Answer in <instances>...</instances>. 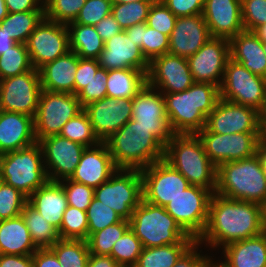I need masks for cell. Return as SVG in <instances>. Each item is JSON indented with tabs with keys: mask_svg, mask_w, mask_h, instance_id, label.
Returning <instances> with one entry per match:
<instances>
[{
	"mask_svg": "<svg viewBox=\"0 0 266 267\" xmlns=\"http://www.w3.org/2000/svg\"><path fill=\"white\" fill-rule=\"evenodd\" d=\"M172 135L171 129H148L130 119L104 143L118 169L141 170L164 159Z\"/></svg>",
	"mask_w": 266,
	"mask_h": 267,
	"instance_id": "7a4b0ae2",
	"label": "cell"
},
{
	"mask_svg": "<svg viewBox=\"0 0 266 267\" xmlns=\"http://www.w3.org/2000/svg\"><path fill=\"white\" fill-rule=\"evenodd\" d=\"M197 135L216 167L225 162L250 158L258 153L260 145L259 133L217 134L204 127Z\"/></svg>",
	"mask_w": 266,
	"mask_h": 267,
	"instance_id": "7c38bea8",
	"label": "cell"
},
{
	"mask_svg": "<svg viewBox=\"0 0 266 267\" xmlns=\"http://www.w3.org/2000/svg\"><path fill=\"white\" fill-rule=\"evenodd\" d=\"M205 128L217 134L259 133V111L219 98Z\"/></svg>",
	"mask_w": 266,
	"mask_h": 267,
	"instance_id": "e0dca14e",
	"label": "cell"
},
{
	"mask_svg": "<svg viewBox=\"0 0 266 267\" xmlns=\"http://www.w3.org/2000/svg\"><path fill=\"white\" fill-rule=\"evenodd\" d=\"M27 202L26 195L3 182L0 186V221L21 215Z\"/></svg>",
	"mask_w": 266,
	"mask_h": 267,
	"instance_id": "bcb514c9",
	"label": "cell"
},
{
	"mask_svg": "<svg viewBox=\"0 0 266 267\" xmlns=\"http://www.w3.org/2000/svg\"><path fill=\"white\" fill-rule=\"evenodd\" d=\"M108 80V70L100 67L96 75L78 94L77 98L84 108L88 104L101 100L107 96L106 82Z\"/></svg>",
	"mask_w": 266,
	"mask_h": 267,
	"instance_id": "f907efd6",
	"label": "cell"
},
{
	"mask_svg": "<svg viewBox=\"0 0 266 267\" xmlns=\"http://www.w3.org/2000/svg\"><path fill=\"white\" fill-rule=\"evenodd\" d=\"M163 160L191 185L216 192L217 167L208 158L197 134H173L164 148Z\"/></svg>",
	"mask_w": 266,
	"mask_h": 267,
	"instance_id": "277c9868",
	"label": "cell"
},
{
	"mask_svg": "<svg viewBox=\"0 0 266 267\" xmlns=\"http://www.w3.org/2000/svg\"><path fill=\"white\" fill-rule=\"evenodd\" d=\"M208 267H222V266H220L218 263L215 264L213 263V261H211Z\"/></svg>",
	"mask_w": 266,
	"mask_h": 267,
	"instance_id": "753ad0ef",
	"label": "cell"
},
{
	"mask_svg": "<svg viewBox=\"0 0 266 267\" xmlns=\"http://www.w3.org/2000/svg\"><path fill=\"white\" fill-rule=\"evenodd\" d=\"M95 29L104 43L110 39L111 37L117 35L122 31L119 23L115 20L112 14L107 15L103 18L99 23L95 26Z\"/></svg>",
	"mask_w": 266,
	"mask_h": 267,
	"instance_id": "6f0895ef",
	"label": "cell"
},
{
	"mask_svg": "<svg viewBox=\"0 0 266 267\" xmlns=\"http://www.w3.org/2000/svg\"><path fill=\"white\" fill-rule=\"evenodd\" d=\"M60 239L87 240L88 218L86 211L69 206L64 211L63 220L58 229Z\"/></svg>",
	"mask_w": 266,
	"mask_h": 267,
	"instance_id": "7bdbcfd3",
	"label": "cell"
},
{
	"mask_svg": "<svg viewBox=\"0 0 266 267\" xmlns=\"http://www.w3.org/2000/svg\"><path fill=\"white\" fill-rule=\"evenodd\" d=\"M262 47H263V50H264V54L266 56V42H262Z\"/></svg>",
	"mask_w": 266,
	"mask_h": 267,
	"instance_id": "34e18365",
	"label": "cell"
},
{
	"mask_svg": "<svg viewBox=\"0 0 266 267\" xmlns=\"http://www.w3.org/2000/svg\"><path fill=\"white\" fill-rule=\"evenodd\" d=\"M259 134L260 141H266V102L259 111Z\"/></svg>",
	"mask_w": 266,
	"mask_h": 267,
	"instance_id": "03108f58",
	"label": "cell"
},
{
	"mask_svg": "<svg viewBox=\"0 0 266 267\" xmlns=\"http://www.w3.org/2000/svg\"><path fill=\"white\" fill-rule=\"evenodd\" d=\"M41 146L38 142L0 155V174L4 182L29 197L48 181Z\"/></svg>",
	"mask_w": 266,
	"mask_h": 267,
	"instance_id": "52a82bcc",
	"label": "cell"
},
{
	"mask_svg": "<svg viewBox=\"0 0 266 267\" xmlns=\"http://www.w3.org/2000/svg\"><path fill=\"white\" fill-rule=\"evenodd\" d=\"M143 200L165 207L167 203L183 193L191 184L166 161L152 163L140 170Z\"/></svg>",
	"mask_w": 266,
	"mask_h": 267,
	"instance_id": "4fadbf2b",
	"label": "cell"
},
{
	"mask_svg": "<svg viewBox=\"0 0 266 267\" xmlns=\"http://www.w3.org/2000/svg\"><path fill=\"white\" fill-rule=\"evenodd\" d=\"M94 197L112 208L122 219L130 220L133 210L143 199L139 169H117L95 189Z\"/></svg>",
	"mask_w": 266,
	"mask_h": 267,
	"instance_id": "ba28073f",
	"label": "cell"
},
{
	"mask_svg": "<svg viewBox=\"0 0 266 267\" xmlns=\"http://www.w3.org/2000/svg\"><path fill=\"white\" fill-rule=\"evenodd\" d=\"M260 213H261V222L266 231V197L259 203Z\"/></svg>",
	"mask_w": 266,
	"mask_h": 267,
	"instance_id": "89a4df30",
	"label": "cell"
},
{
	"mask_svg": "<svg viewBox=\"0 0 266 267\" xmlns=\"http://www.w3.org/2000/svg\"><path fill=\"white\" fill-rule=\"evenodd\" d=\"M71 26V29L70 28ZM69 31L70 51L80 58L98 59L105 43L94 26L73 22L67 24Z\"/></svg>",
	"mask_w": 266,
	"mask_h": 267,
	"instance_id": "d6a6232c",
	"label": "cell"
},
{
	"mask_svg": "<svg viewBox=\"0 0 266 267\" xmlns=\"http://www.w3.org/2000/svg\"><path fill=\"white\" fill-rule=\"evenodd\" d=\"M261 42H266V23L259 25L252 31Z\"/></svg>",
	"mask_w": 266,
	"mask_h": 267,
	"instance_id": "a7ac6f4b",
	"label": "cell"
},
{
	"mask_svg": "<svg viewBox=\"0 0 266 267\" xmlns=\"http://www.w3.org/2000/svg\"><path fill=\"white\" fill-rule=\"evenodd\" d=\"M26 47L35 69L54 61L70 51L67 25L44 17L28 37Z\"/></svg>",
	"mask_w": 266,
	"mask_h": 267,
	"instance_id": "5bb4252c",
	"label": "cell"
},
{
	"mask_svg": "<svg viewBox=\"0 0 266 267\" xmlns=\"http://www.w3.org/2000/svg\"><path fill=\"white\" fill-rule=\"evenodd\" d=\"M155 1H136L122 4H112L111 14L122 30L135 24L145 23L150 8Z\"/></svg>",
	"mask_w": 266,
	"mask_h": 267,
	"instance_id": "60d3db41",
	"label": "cell"
},
{
	"mask_svg": "<svg viewBox=\"0 0 266 267\" xmlns=\"http://www.w3.org/2000/svg\"><path fill=\"white\" fill-rule=\"evenodd\" d=\"M213 194L204 187L191 185L164 208L197 241L205 231Z\"/></svg>",
	"mask_w": 266,
	"mask_h": 267,
	"instance_id": "8fae6325",
	"label": "cell"
},
{
	"mask_svg": "<svg viewBox=\"0 0 266 267\" xmlns=\"http://www.w3.org/2000/svg\"><path fill=\"white\" fill-rule=\"evenodd\" d=\"M41 91L39 71L35 68L0 80L2 109L35 117Z\"/></svg>",
	"mask_w": 266,
	"mask_h": 267,
	"instance_id": "9a60e30c",
	"label": "cell"
},
{
	"mask_svg": "<svg viewBox=\"0 0 266 267\" xmlns=\"http://www.w3.org/2000/svg\"><path fill=\"white\" fill-rule=\"evenodd\" d=\"M222 267H266V231L223 247Z\"/></svg>",
	"mask_w": 266,
	"mask_h": 267,
	"instance_id": "f1b7e54d",
	"label": "cell"
},
{
	"mask_svg": "<svg viewBox=\"0 0 266 267\" xmlns=\"http://www.w3.org/2000/svg\"><path fill=\"white\" fill-rule=\"evenodd\" d=\"M63 267H87L90 252L87 241L59 239L49 248Z\"/></svg>",
	"mask_w": 266,
	"mask_h": 267,
	"instance_id": "8d00e7d4",
	"label": "cell"
},
{
	"mask_svg": "<svg viewBox=\"0 0 266 267\" xmlns=\"http://www.w3.org/2000/svg\"><path fill=\"white\" fill-rule=\"evenodd\" d=\"M8 13L44 10L42 0H4ZM41 2V3H40ZM40 3L41 5L39 6Z\"/></svg>",
	"mask_w": 266,
	"mask_h": 267,
	"instance_id": "91938a15",
	"label": "cell"
},
{
	"mask_svg": "<svg viewBox=\"0 0 266 267\" xmlns=\"http://www.w3.org/2000/svg\"><path fill=\"white\" fill-rule=\"evenodd\" d=\"M199 243L195 242L176 262L173 267H208L211 263V258L201 256L197 253Z\"/></svg>",
	"mask_w": 266,
	"mask_h": 267,
	"instance_id": "9f6ffc18",
	"label": "cell"
},
{
	"mask_svg": "<svg viewBox=\"0 0 266 267\" xmlns=\"http://www.w3.org/2000/svg\"><path fill=\"white\" fill-rule=\"evenodd\" d=\"M15 44V40L9 38V35L0 28V55L10 50Z\"/></svg>",
	"mask_w": 266,
	"mask_h": 267,
	"instance_id": "e7e4bbea",
	"label": "cell"
},
{
	"mask_svg": "<svg viewBox=\"0 0 266 267\" xmlns=\"http://www.w3.org/2000/svg\"><path fill=\"white\" fill-rule=\"evenodd\" d=\"M130 228V222L122 221L109 225L103 230L94 232L87 238L90 254L110 255L114 243Z\"/></svg>",
	"mask_w": 266,
	"mask_h": 267,
	"instance_id": "ab89813d",
	"label": "cell"
},
{
	"mask_svg": "<svg viewBox=\"0 0 266 267\" xmlns=\"http://www.w3.org/2000/svg\"><path fill=\"white\" fill-rule=\"evenodd\" d=\"M34 117L21 113H0V155L36 143Z\"/></svg>",
	"mask_w": 266,
	"mask_h": 267,
	"instance_id": "d4e9b609",
	"label": "cell"
},
{
	"mask_svg": "<svg viewBox=\"0 0 266 267\" xmlns=\"http://www.w3.org/2000/svg\"><path fill=\"white\" fill-rule=\"evenodd\" d=\"M229 59V40L217 37L210 38L194 55L187 58L195 82L215 84L218 87Z\"/></svg>",
	"mask_w": 266,
	"mask_h": 267,
	"instance_id": "ac0fdd59",
	"label": "cell"
},
{
	"mask_svg": "<svg viewBox=\"0 0 266 267\" xmlns=\"http://www.w3.org/2000/svg\"><path fill=\"white\" fill-rule=\"evenodd\" d=\"M257 154L259 155V158L262 162L263 169L266 173V141H260Z\"/></svg>",
	"mask_w": 266,
	"mask_h": 267,
	"instance_id": "003e7915",
	"label": "cell"
},
{
	"mask_svg": "<svg viewBox=\"0 0 266 267\" xmlns=\"http://www.w3.org/2000/svg\"><path fill=\"white\" fill-rule=\"evenodd\" d=\"M59 183L62 185L66 193L69 206L83 211L88 209L94 198L95 189L82 183L75 182L70 178L59 181Z\"/></svg>",
	"mask_w": 266,
	"mask_h": 267,
	"instance_id": "7dc6e473",
	"label": "cell"
},
{
	"mask_svg": "<svg viewBox=\"0 0 266 267\" xmlns=\"http://www.w3.org/2000/svg\"><path fill=\"white\" fill-rule=\"evenodd\" d=\"M166 114L173 134H197L220 98L215 84L195 82L185 91L163 93Z\"/></svg>",
	"mask_w": 266,
	"mask_h": 267,
	"instance_id": "3957f363",
	"label": "cell"
},
{
	"mask_svg": "<svg viewBox=\"0 0 266 267\" xmlns=\"http://www.w3.org/2000/svg\"><path fill=\"white\" fill-rule=\"evenodd\" d=\"M44 17V10L8 13L1 21L0 28L16 43L26 44L28 37Z\"/></svg>",
	"mask_w": 266,
	"mask_h": 267,
	"instance_id": "836d02e7",
	"label": "cell"
},
{
	"mask_svg": "<svg viewBox=\"0 0 266 267\" xmlns=\"http://www.w3.org/2000/svg\"><path fill=\"white\" fill-rule=\"evenodd\" d=\"M3 111L2 105H1V92H0V113Z\"/></svg>",
	"mask_w": 266,
	"mask_h": 267,
	"instance_id": "11e5206c",
	"label": "cell"
},
{
	"mask_svg": "<svg viewBox=\"0 0 266 267\" xmlns=\"http://www.w3.org/2000/svg\"><path fill=\"white\" fill-rule=\"evenodd\" d=\"M129 222L130 229L141 241L143 248L197 242L164 207L150 204L143 199L133 210Z\"/></svg>",
	"mask_w": 266,
	"mask_h": 267,
	"instance_id": "8992f818",
	"label": "cell"
},
{
	"mask_svg": "<svg viewBox=\"0 0 266 267\" xmlns=\"http://www.w3.org/2000/svg\"><path fill=\"white\" fill-rule=\"evenodd\" d=\"M8 15L7 7L4 0H0V23Z\"/></svg>",
	"mask_w": 266,
	"mask_h": 267,
	"instance_id": "2644e50d",
	"label": "cell"
},
{
	"mask_svg": "<svg viewBox=\"0 0 266 267\" xmlns=\"http://www.w3.org/2000/svg\"><path fill=\"white\" fill-rule=\"evenodd\" d=\"M193 244L144 247L133 267H173Z\"/></svg>",
	"mask_w": 266,
	"mask_h": 267,
	"instance_id": "d590c367",
	"label": "cell"
},
{
	"mask_svg": "<svg viewBox=\"0 0 266 267\" xmlns=\"http://www.w3.org/2000/svg\"><path fill=\"white\" fill-rule=\"evenodd\" d=\"M143 249L141 241L129 228L120 239H118L111 250L110 256L121 267H133Z\"/></svg>",
	"mask_w": 266,
	"mask_h": 267,
	"instance_id": "b9f144b4",
	"label": "cell"
},
{
	"mask_svg": "<svg viewBox=\"0 0 266 267\" xmlns=\"http://www.w3.org/2000/svg\"><path fill=\"white\" fill-rule=\"evenodd\" d=\"M147 83L163 93L185 91L195 83L188 60L185 57L166 53L154 58L149 64Z\"/></svg>",
	"mask_w": 266,
	"mask_h": 267,
	"instance_id": "d6986e66",
	"label": "cell"
},
{
	"mask_svg": "<svg viewBox=\"0 0 266 267\" xmlns=\"http://www.w3.org/2000/svg\"><path fill=\"white\" fill-rule=\"evenodd\" d=\"M265 232L261 222L260 205L212 195L208 222L197 243L208 242L210 246L226 245L260 235Z\"/></svg>",
	"mask_w": 266,
	"mask_h": 267,
	"instance_id": "6da1fadb",
	"label": "cell"
},
{
	"mask_svg": "<svg viewBox=\"0 0 266 267\" xmlns=\"http://www.w3.org/2000/svg\"><path fill=\"white\" fill-rule=\"evenodd\" d=\"M112 157L104 142L83 151L71 180L93 189L106 182L116 171Z\"/></svg>",
	"mask_w": 266,
	"mask_h": 267,
	"instance_id": "cb8c5ba5",
	"label": "cell"
},
{
	"mask_svg": "<svg viewBox=\"0 0 266 267\" xmlns=\"http://www.w3.org/2000/svg\"><path fill=\"white\" fill-rule=\"evenodd\" d=\"M215 193L259 204L266 197V173L259 155L219 165Z\"/></svg>",
	"mask_w": 266,
	"mask_h": 267,
	"instance_id": "5b68a950",
	"label": "cell"
},
{
	"mask_svg": "<svg viewBox=\"0 0 266 267\" xmlns=\"http://www.w3.org/2000/svg\"><path fill=\"white\" fill-rule=\"evenodd\" d=\"M112 4H122V3H129V2H136V1H156V0H111Z\"/></svg>",
	"mask_w": 266,
	"mask_h": 267,
	"instance_id": "8c879c8a",
	"label": "cell"
},
{
	"mask_svg": "<svg viewBox=\"0 0 266 267\" xmlns=\"http://www.w3.org/2000/svg\"><path fill=\"white\" fill-rule=\"evenodd\" d=\"M230 58L243 65L251 73L266 78V56L260 39L243 30L229 40Z\"/></svg>",
	"mask_w": 266,
	"mask_h": 267,
	"instance_id": "83f0119b",
	"label": "cell"
},
{
	"mask_svg": "<svg viewBox=\"0 0 266 267\" xmlns=\"http://www.w3.org/2000/svg\"><path fill=\"white\" fill-rule=\"evenodd\" d=\"M241 11L243 26L247 31L266 23V0H241Z\"/></svg>",
	"mask_w": 266,
	"mask_h": 267,
	"instance_id": "f5cc1de1",
	"label": "cell"
},
{
	"mask_svg": "<svg viewBox=\"0 0 266 267\" xmlns=\"http://www.w3.org/2000/svg\"><path fill=\"white\" fill-rule=\"evenodd\" d=\"M37 249L22 215L0 221V254L32 255Z\"/></svg>",
	"mask_w": 266,
	"mask_h": 267,
	"instance_id": "4dcf8cb0",
	"label": "cell"
},
{
	"mask_svg": "<svg viewBox=\"0 0 266 267\" xmlns=\"http://www.w3.org/2000/svg\"><path fill=\"white\" fill-rule=\"evenodd\" d=\"M38 143L41 146L43 160H45L43 162L47 163L45 169L48 179L52 182L71 178L86 148L60 135L47 136ZM48 168L50 170H47Z\"/></svg>",
	"mask_w": 266,
	"mask_h": 267,
	"instance_id": "2e32d148",
	"label": "cell"
},
{
	"mask_svg": "<svg viewBox=\"0 0 266 267\" xmlns=\"http://www.w3.org/2000/svg\"><path fill=\"white\" fill-rule=\"evenodd\" d=\"M97 60L100 67L106 70L138 69L146 74L150 64L141 48L129 39L125 30L105 42L104 49Z\"/></svg>",
	"mask_w": 266,
	"mask_h": 267,
	"instance_id": "44dd1931",
	"label": "cell"
},
{
	"mask_svg": "<svg viewBox=\"0 0 266 267\" xmlns=\"http://www.w3.org/2000/svg\"><path fill=\"white\" fill-rule=\"evenodd\" d=\"M33 267H63L56 255L49 249H37L33 254Z\"/></svg>",
	"mask_w": 266,
	"mask_h": 267,
	"instance_id": "680465c9",
	"label": "cell"
},
{
	"mask_svg": "<svg viewBox=\"0 0 266 267\" xmlns=\"http://www.w3.org/2000/svg\"><path fill=\"white\" fill-rule=\"evenodd\" d=\"M133 98L104 97L84 107L93 130L101 142L107 140L112 134L132 119Z\"/></svg>",
	"mask_w": 266,
	"mask_h": 267,
	"instance_id": "ffe728a7",
	"label": "cell"
},
{
	"mask_svg": "<svg viewBox=\"0 0 266 267\" xmlns=\"http://www.w3.org/2000/svg\"><path fill=\"white\" fill-rule=\"evenodd\" d=\"M210 38L212 36L202 14L177 17L169 36L168 53L188 58Z\"/></svg>",
	"mask_w": 266,
	"mask_h": 267,
	"instance_id": "7402d4cb",
	"label": "cell"
},
{
	"mask_svg": "<svg viewBox=\"0 0 266 267\" xmlns=\"http://www.w3.org/2000/svg\"><path fill=\"white\" fill-rule=\"evenodd\" d=\"M202 16L212 37L230 40L245 30L241 0H205Z\"/></svg>",
	"mask_w": 266,
	"mask_h": 267,
	"instance_id": "603a6c76",
	"label": "cell"
},
{
	"mask_svg": "<svg viewBox=\"0 0 266 267\" xmlns=\"http://www.w3.org/2000/svg\"><path fill=\"white\" fill-rule=\"evenodd\" d=\"M176 18L160 0H156L150 8L146 23L156 31L170 36L174 29Z\"/></svg>",
	"mask_w": 266,
	"mask_h": 267,
	"instance_id": "c3c4849f",
	"label": "cell"
},
{
	"mask_svg": "<svg viewBox=\"0 0 266 267\" xmlns=\"http://www.w3.org/2000/svg\"><path fill=\"white\" fill-rule=\"evenodd\" d=\"M59 135L81 144L86 148L101 143L95 134L89 116L84 109L67 121Z\"/></svg>",
	"mask_w": 266,
	"mask_h": 267,
	"instance_id": "74e56055",
	"label": "cell"
},
{
	"mask_svg": "<svg viewBox=\"0 0 266 267\" xmlns=\"http://www.w3.org/2000/svg\"><path fill=\"white\" fill-rule=\"evenodd\" d=\"M3 182L4 180L2 179L1 174H0V186L2 185Z\"/></svg>",
	"mask_w": 266,
	"mask_h": 267,
	"instance_id": "2a66077c",
	"label": "cell"
},
{
	"mask_svg": "<svg viewBox=\"0 0 266 267\" xmlns=\"http://www.w3.org/2000/svg\"><path fill=\"white\" fill-rule=\"evenodd\" d=\"M86 214L88 218V236L123 220L112 208L95 197L86 210Z\"/></svg>",
	"mask_w": 266,
	"mask_h": 267,
	"instance_id": "f6af8a7d",
	"label": "cell"
},
{
	"mask_svg": "<svg viewBox=\"0 0 266 267\" xmlns=\"http://www.w3.org/2000/svg\"><path fill=\"white\" fill-rule=\"evenodd\" d=\"M87 267H121L110 255L90 254Z\"/></svg>",
	"mask_w": 266,
	"mask_h": 267,
	"instance_id": "be15d7a7",
	"label": "cell"
},
{
	"mask_svg": "<svg viewBox=\"0 0 266 267\" xmlns=\"http://www.w3.org/2000/svg\"><path fill=\"white\" fill-rule=\"evenodd\" d=\"M27 203L37 210L49 224L57 230L60 228L68 202L66 193L59 182L48 181L28 197Z\"/></svg>",
	"mask_w": 266,
	"mask_h": 267,
	"instance_id": "f546056e",
	"label": "cell"
},
{
	"mask_svg": "<svg viewBox=\"0 0 266 267\" xmlns=\"http://www.w3.org/2000/svg\"><path fill=\"white\" fill-rule=\"evenodd\" d=\"M45 17L54 22L68 24L75 21L86 0H43Z\"/></svg>",
	"mask_w": 266,
	"mask_h": 267,
	"instance_id": "ee69618b",
	"label": "cell"
},
{
	"mask_svg": "<svg viewBox=\"0 0 266 267\" xmlns=\"http://www.w3.org/2000/svg\"><path fill=\"white\" fill-rule=\"evenodd\" d=\"M219 91L224 100L260 111L266 102V78L251 73L230 58Z\"/></svg>",
	"mask_w": 266,
	"mask_h": 267,
	"instance_id": "9c48e42d",
	"label": "cell"
},
{
	"mask_svg": "<svg viewBox=\"0 0 266 267\" xmlns=\"http://www.w3.org/2000/svg\"><path fill=\"white\" fill-rule=\"evenodd\" d=\"M176 17L202 14L205 0H160Z\"/></svg>",
	"mask_w": 266,
	"mask_h": 267,
	"instance_id": "11a10c76",
	"label": "cell"
},
{
	"mask_svg": "<svg viewBox=\"0 0 266 267\" xmlns=\"http://www.w3.org/2000/svg\"><path fill=\"white\" fill-rule=\"evenodd\" d=\"M83 109L75 94L42 90L34 117L37 142L47 136L59 135L67 121Z\"/></svg>",
	"mask_w": 266,
	"mask_h": 267,
	"instance_id": "30bf717a",
	"label": "cell"
},
{
	"mask_svg": "<svg viewBox=\"0 0 266 267\" xmlns=\"http://www.w3.org/2000/svg\"><path fill=\"white\" fill-rule=\"evenodd\" d=\"M21 215L38 249L51 248L60 239L58 230L28 203Z\"/></svg>",
	"mask_w": 266,
	"mask_h": 267,
	"instance_id": "e575fe53",
	"label": "cell"
},
{
	"mask_svg": "<svg viewBox=\"0 0 266 267\" xmlns=\"http://www.w3.org/2000/svg\"><path fill=\"white\" fill-rule=\"evenodd\" d=\"M79 57L69 51L38 69L42 90L74 94L75 73Z\"/></svg>",
	"mask_w": 266,
	"mask_h": 267,
	"instance_id": "4316f807",
	"label": "cell"
},
{
	"mask_svg": "<svg viewBox=\"0 0 266 267\" xmlns=\"http://www.w3.org/2000/svg\"><path fill=\"white\" fill-rule=\"evenodd\" d=\"M132 119L148 129H170L162 92L148 83L133 98Z\"/></svg>",
	"mask_w": 266,
	"mask_h": 267,
	"instance_id": "484cf974",
	"label": "cell"
},
{
	"mask_svg": "<svg viewBox=\"0 0 266 267\" xmlns=\"http://www.w3.org/2000/svg\"><path fill=\"white\" fill-rule=\"evenodd\" d=\"M111 10V0H86L74 22L82 25L95 26L103 18L111 14Z\"/></svg>",
	"mask_w": 266,
	"mask_h": 267,
	"instance_id": "681fc988",
	"label": "cell"
},
{
	"mask_svg": "<svg viewBox=\"0 0 266 267\" xmlns=\"http://www.w3.org/2000/svg\"><path fill=\"white\" fill-rule=\"evenodd\" d=\"M33 68L26 44L16 43L0 55V80L23 74Z\"/></svg>",
	"mask_w": 266,
	"mask_h": 267,
	"instance_id": "f35d334b",
	"label": "cell"
},
{
	"mask_svg": "<svg viewBox=\"0 0 266 267\" xmlns=\"http://www.w3.org/2000/svg\"><path fill=\"white\" fill-rule=\"evenodd\" d=\"M147 23H140L135 24L127 29H125V33L129 37V39H132L134 41V44L139 46L143 53V31L147 28Z\"/></svg>",
	"mask_w": 266,
	"mask_h": 267,
	"instance_id": "6125c7cd",
	"label": "cell"
},
{
	"mask_svg": "<svg viewBox=\"0 0 266 267\" xmlns=\"http://www.w3.org/2000/svg\"><path fill=\"white\" fill-rule=\"evenodd\" d=\"M0 267H33L32 255L0 254Z\"/></svg>",
	"mask_w": 266,
	"mask_h": 267,
	"instance_id": "94428289",
	"label": "cell"
},
{
	"mask_svg": "<svg viewBox=\"0 0 266 267\" xmlns=\"http://www.w3.org/2000/svg\"><path fill=\"white\" fill-rule=\"evenodd\" d=\"M169 52V36L147 26L143 31V55L151 62L154 58Z\"/></svg>",
	"mask_w": 266,
	"mask_h": 267,
	"instance_id": "816d5d0a",
	"label": "cell"
},
{
	"mask_svg": "<svg viewBox=\"0 0 266 267\" xmlns=\"http://www.w3.org/2000/svg\"><path fill=\"white\" fill-rule=\"evenodd\" d=\"M147 83V74L138 69L108 70L107 96L111 98H134Z\"/></svg>",
	"mask_w": 266,
	"mask_h": 267,
	"instance_id": "1f68e13d",
	"label": "cell"
},
{
	"mask_svg": "<svg viewBox=\"0 0 266 267\" xmlns=\"http://www.w3.org/2000/svg\"><path fill=\"white\" fill-rule=\"evenodd\" d=\"M100 68L97 59L80 58L78 68L75 73L74 94L77 95L89 81L94 78Z\"/></svg>",
	"mask_w": 266,
	"mask_h": 267,
	"instance_id": "db71d44e",
	"label": "cell"
}]
</instances>
